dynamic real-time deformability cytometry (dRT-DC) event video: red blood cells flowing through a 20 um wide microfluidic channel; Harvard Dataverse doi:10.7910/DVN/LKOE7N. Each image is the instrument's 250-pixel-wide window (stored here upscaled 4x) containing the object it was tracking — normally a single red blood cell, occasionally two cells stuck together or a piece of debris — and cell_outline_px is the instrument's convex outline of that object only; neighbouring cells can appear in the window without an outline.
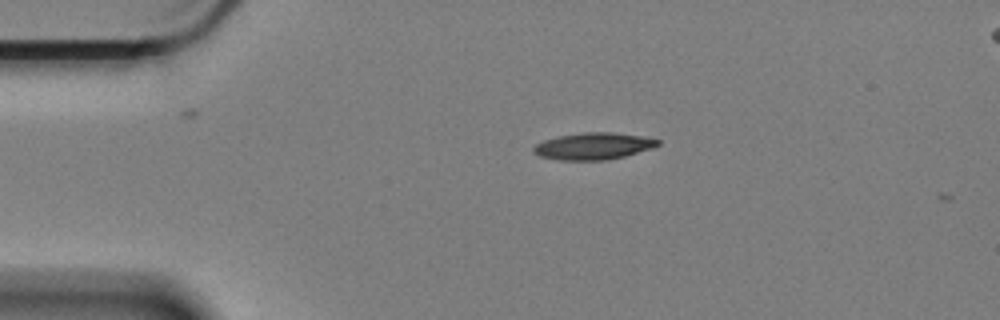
{"species": "Egyptian fruit bat (a non-hibernating species)", "species_latin": "Rousettus aegyptiacus", "temperature_condition": "cold", "stored_images_in_passage": 5, "camera_frame_rate_fps": 3000, "um_per_image_px": 0.085, "animal": {"sex": "female"}, "frame": {"image": 1, "passage_image": 1, "time_ms": 0.0, "image_size_px": [1000, 320], "cell_outline_px": [[660, 144], [652, 148], [624, 156], [604, 160], [560, 160], [540, 156], [532, 152], [532, 148], [536, 144], [544, 140], [556, 136], [584, 132], [612, 132], [640, 136], [660, 140]], "centroid_in_image_um": [50.4, 12.41], "position_along_channel_um": 34.6, "area_um2": 19.36}}